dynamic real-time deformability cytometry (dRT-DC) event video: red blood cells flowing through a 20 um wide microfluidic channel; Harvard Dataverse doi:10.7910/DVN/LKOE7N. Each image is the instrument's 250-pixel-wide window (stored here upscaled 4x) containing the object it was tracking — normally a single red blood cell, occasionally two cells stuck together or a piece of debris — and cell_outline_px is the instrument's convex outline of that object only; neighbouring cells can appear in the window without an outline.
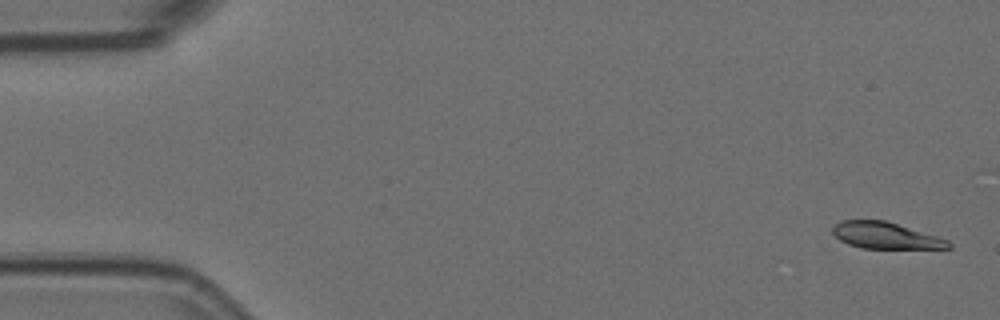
{"species": "Egyptian fruit bat (a non-hibernating species)", "species_latin": "Rousettus aegyptiacus", "temperature_condition": "room temperature", "stored_images_in_passage": 9, "camera_frame_rate_fps": 3000, "um_per_image_px": 0.085, "animal": {"sex": "female"}, "frame": {"image": 1, "passage_image": 1, "time_ms": 0.0, "image_size_px": [1000, 320], "cell_outline_px": [[952, 248], [860, 248], [848, 244], [840, 240], [832, 232], [832, 228], [840, 220], [884, 220], [936, 236], [948, 240], [952, 244]], "centroid_in_image_um": [75.24, 20.02], "position_along_channel_um": 9.8, "area_um2": 17.63}}
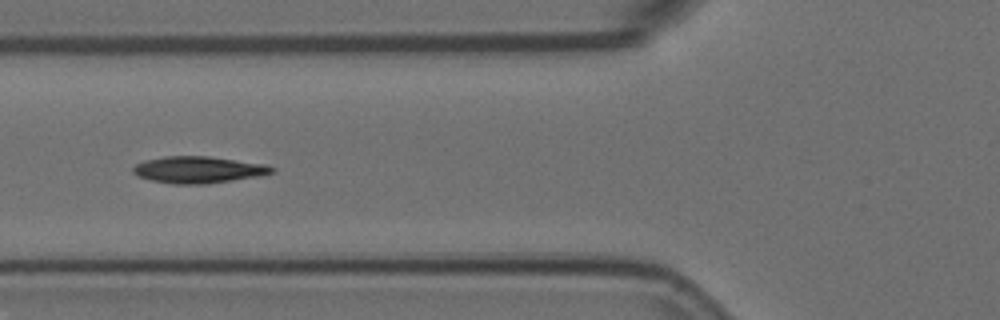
{"frame": {"image": 2, "passage_image": 5, "time_ms": 1.333, "image_size_px": [1000, 320], "cell_outline_px": [[276, 172], [264, 176], [208, 184], [172, 184], [152, 180], [136, 176], [132, 172], [132, 168], [136, 164], [144, 160], [164, 156], [208, 156], [268, 164], [276, 168]], "centroid_in_image_um": [16.93, 14.43], "position_along_channel_um": 108.9, "area_um2": 22.14}}
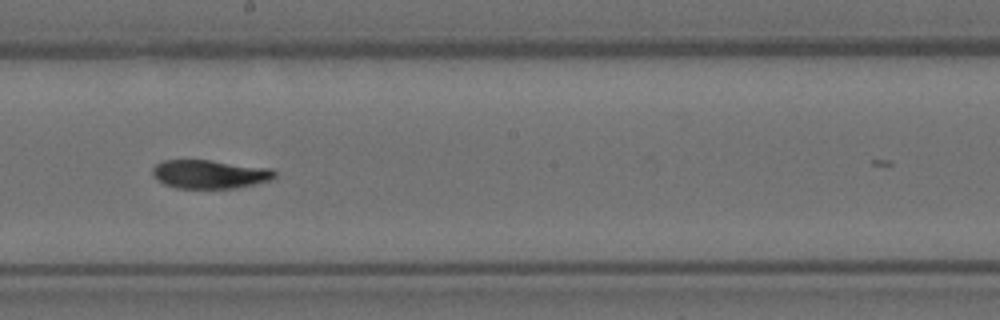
{"frame": {"image": 3, "passage_image": 8, "time_ms": 2.333, "image_size_px": [1000, 320], "cell_outline_px": [[276, 176], [272, 180], [256, 184], [236, 188], [176, 188], [164, 184], [156, 180], [152, 176], [152, 168], [156, 164], [164, 160], [208, 160], [272, 168], [276, 172]], "centroid_in_image_um": [17.83, 14.81], "position_along_channel_um": 230.4, "area_um2": 20.58}}